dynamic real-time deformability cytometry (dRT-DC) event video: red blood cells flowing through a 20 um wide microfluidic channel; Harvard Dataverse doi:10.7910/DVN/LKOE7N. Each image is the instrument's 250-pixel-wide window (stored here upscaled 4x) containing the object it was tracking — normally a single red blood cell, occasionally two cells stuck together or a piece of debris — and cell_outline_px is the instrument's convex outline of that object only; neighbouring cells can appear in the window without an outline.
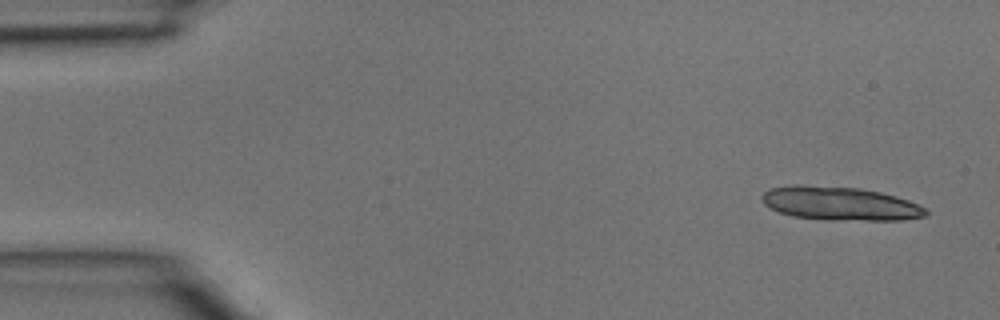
{"species": "common noctule bat (a hibernating species)", "species_latin": "Nyctalus noctula", "temperature_condition": "room temperature", "stored_images_in_passage": 4, "camera_frame_rate_fps": 3000, "um_per_image_px": 0.085, "animal": {"sex": "male", "body_mass_g": 15.6}, "frame": {"image": 1, "passage_image": 1, "time_ms": 0.0, "image_size_px": [1000, 320], "cell_outline_px": [[928, 216], [900, 220], [824, 220], [792, 216], [780, 212], [764, 204], [760, 196], [768, 188], [792, 184], [804, 184], [860, 188], [880, 192], [896, 196], [908, 200], [924, 208], [928, 212]], "centroid_in_image_um": [71.36, 17.29], "position_along_channel_um": 13.6, "area_um2": 32.43}}